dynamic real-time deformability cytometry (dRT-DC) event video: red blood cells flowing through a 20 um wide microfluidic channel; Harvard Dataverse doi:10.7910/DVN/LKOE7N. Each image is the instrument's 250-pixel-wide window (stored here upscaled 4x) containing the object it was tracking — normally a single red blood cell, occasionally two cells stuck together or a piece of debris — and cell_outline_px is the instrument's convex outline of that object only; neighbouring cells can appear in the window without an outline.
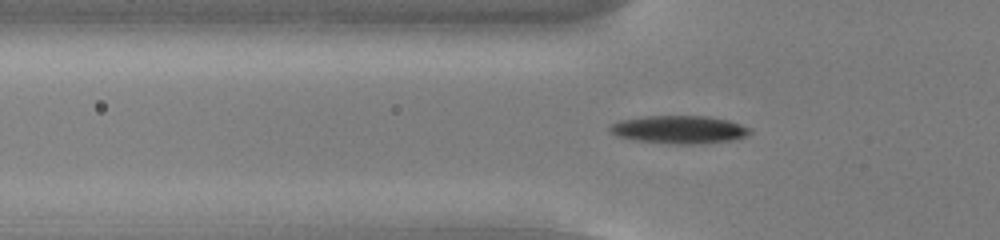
{"species": "common noctule bat (a hibernating species)", "species_latin": "Nyctalus noctula", "temperature_condition": "cold", "stored_images_in_passage": 47, "camera_frame_rate_fps": 3000, "um_per_image_px": 0.085, "animal": {"sex": "male", "body_mass_g": 13.0, "forearm_length_mm": 53.1}, "frame": {"image": 1, "passage_image": 11, "time_ms": 3.333, "image_size_px": [1000, 240], "cell_outline_px": [[752, 132], [748, 136], [732, 140], [704, 144], [676, 144], [636, 140], [616, 136], [608, 128], [612, 124], [620, 120], [644, 116], [708, 116], [728, 120], [752, 128]], "centroid_in_image_um": [57.78, 11.01], "position_along_channel_um": 68.0, "area_um2": 22.95}}
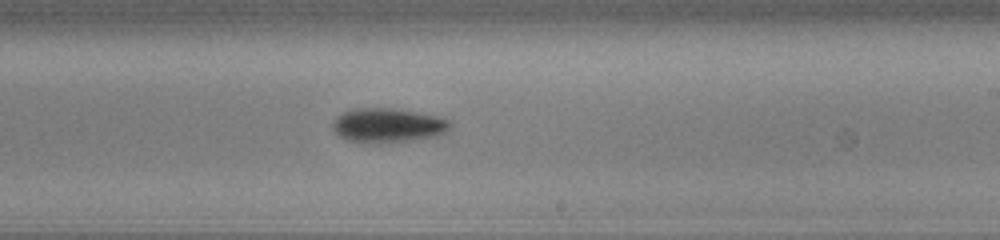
{"frame": {"image": 2, "passage_image": 26, "time_ms": 8.333, "image_size_px": [1000, 240], "cell_outline_px": [[452, 124], [444, 132], [436, 136], [412, 140], [380, 144], [348, 140], [340, 136], [332, 128], [332, 124], [336, 116], [340, 112], [352, 108], [392, 108], [440, 116], [448, 120]], "centroid_in_image_um": [32.93, 10.65], "position_along_channel_um": 256.1, "area_um2": 23.64}}
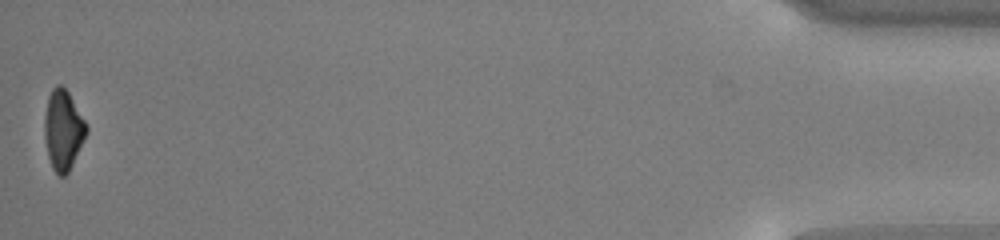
{"frame": {"image": 3, "passage_image": 47, "time_ms": 15.333, "image_size_px": [1000, 240], "cell_outline_px": [[88, 132], [68, 172], [64, 176], [60, 176], [52, 168], [48, 156], [44, 136], [44, 116], [48, 96], [52, 88], [56, 84], [60, 84], [68, 92], [84, 120], [88, 128]], "centroid_in_image_um": [5.35, 11.03], "position_along_channel_um": 429.9, "area_um2": 19.36}, "authors_computed_cell_mechanics": {"area_um2": 21.6172, "velocity_mm_per_s": 3.793, "shape_relaxation_time_tau1_ms": 2.7954, "shape_relaxation_time_tau2_ms": null, "deformation_change_tau1": 0.1262, "deformation_change_tau2": null}}